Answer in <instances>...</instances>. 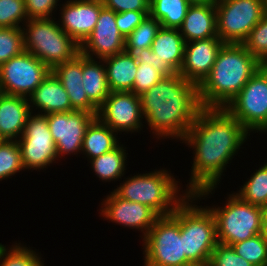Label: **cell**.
<instances>
[{"instance_id": "277c9868", "label": "cell", "mask_w": 267, "mask_h": 266, "mask_svg": "<svg viewBox=\"0 0 267 266\" xmlns=\"http://www.w3.org/2000/svg\"><path fill=\"white\" fill-rule=\"evenodd\" d=\"M178 182L162 168L126 178L113 192L119 198L149 206L159 216H168L189 195L185 191L181 194Z\"/></svg>"}, {"instance_id": "60d3db41", "label": "cell", "mask_w": 267, "mask_h": 266, "mask_svg": "<svg viewBox=\"0 0 267 266\" xmlns=\"http://www.w3.org/2000/svg\"><path fill=\"white\" fill-rule=\"evenodd\" d=\"M103 6L116 13L149 11L150 0H102Z\"/></svg>"}, {"instance_id": "4fadbf2b", "label": "cell", "mask_w": 267, "mask_h": 266, "mask_svg": "<svg viewBox=\"0 0 267 266\" xmlns=\"http://www.w3.org/2000/svg\"><path fill=\"white\" fill-rule=\"evenodd\" d=\"M185 40L179 29L158 30L151 48H144L133 55L138 63H147L165 76L179 73L184 59Z\"/></svg>"}, {"instance_id": "603a6c76", "label": "cell", "mask_w": 267, "mask_h": 266, "mask_svg": "<svg viewBox=\"0 0 267 266\" xmlns=\"http://www.w3.org/2000/svg\"><path fill=\"white\" fill-rule=\"evenodd\" d=\"M31 113L28 99L0 93V134L4 140L17 141Z\"/></svg>"}, {"instance_id": "8fae6325", "label": "cell", "mask_w": 267, "mask_h": 266, "mask_svg": "<svg viewBox=\"0 0 267 266\" xmlns=\"http://www.w3.org/2000/svg\"><path fill=\"white\" fill-rule=\"evenodd\" d=\"M31 112L23 135L17 140L24 169L40 170L58 161L56 144L50 133L46 115Z\"/></svg>"}, {"instance_id": "f1b7e54d", "label": "cell", "mask_w": 267, "mask_h": 266, "mask_svg": "<svg viewBox=\"0 0 267 266\" xmlns=\"http://www.w3.org/2000/svg\"><path fill=\"white\" fill-rule=\"evenodd\" d=\"M236 194L242 201L263 207L267 204V162L251 174Z\"/></svg>"}, {"instance_id": "ee69618b", "label": "cell", "mask_w": 267, "mask_h": 266, "mask_svg": "<svg viewBox=\"0 0 267 266\" xmlns=\"http://www.w3.org/2000/svg\"><path fill=\"white\" fill-rule=\"evenodd\" d=\"M263 211V221H267V204L262 207Z\"/></svg>"}, {"instance_id": "8992f818", "label": "cell", "mask_w": 267, "mask_h": 266, "mask_svg": "<svg viewBox=\"0 0 267 266\" xmlns=\"http://www.w3.org/2000/svg\"><path fill=\"white\" fill-rule=\"evenodd\" d=\"M23 26L24 50L42 61L51 71L80 53V46L55 18L27 20Z\"/></svg>"}, {"instance_id": "f546056e", "label": "cell", "mask_w": 267, "mask_h": 266, "mask_svg": "<svg viewBox=\"0 0 267 266\" xmlns=\"http://www.w3.org/2000/svg\"><path fill=\"white\" fill-rule=\"evenodd\" d=\"M161 24L155 18L147 15L144 20L125 38V51L134 54L135 52L151 48Z\"/></svg>"}, {"instance_id": "b9f144b4", "label": "cell", "mask_w": 267, "mask_h": 266, "mask_svg": "<svg viewBox=\"0 0 267 266\" xmlns=\"http://www.w3.org/2000/svg\"><path fill=\"white\" fill-rule=\"evenodd\" d=\"M257 71L267 80V57L257 60Z\"/></svg>"}, {"instance_id": "836d02e7", "label": "cell", "mask_w": 267, "mask_h": 266, "mask_svg": "<svg viewBox=\"0 0 267 266\" xmlns=\"http://www.w3.org/2000/svg\"><path fill=\"white\" fill-rule=\"evenodd\" d=\"M24 51L23 31L20 27H0V65Z\"/></svg>"}, {"instance_id": "5bb4252c", "label": "cell", "mask_w": 267, "mask_h": 266, "mask_svg": "<svg viewBox=\"0 0 267 266\" xmlns=\"http://www.w3.org/2000/svg\"><path fill=\"white\" fill-rule=\"evenodd\" d=\"M96 116L97 113L76 110L46 115L50 133L56 144L58 160L64 155L82 153L86 129Z\"/></svg>"}, {"instance_id": "e575fe53", "label": "cell", "mask_w": 267, "mask_h": 266, "mask_svg": "<svg viewBox=\"0 0 267 266\" xmlns=\"http://www.w3.org/2000/svg\"><path fill=\"white\" fill-rule=\"evenodd\" d=\"M28 20L25 0H0V27H20Z\"/></svg>"}, {"instance_id": "52a82bcc", "label": "cell", "mask_w": 267, "mask_h": 266, "mask_svg": "<svg viewBox=\"0 0 267 266\" xmlns=\"http://www.w3.org/2000/svg\"><path fill=\"white\" fill-rule=\"evenodd\" d=\"M213 206L208 208L216 221L218 243L231 246L262 233V207L242 201L234 192L223 207Z\"/></svg>"}, {"instance_id": "30bf717a", "label": "cell", "mask_w": 267, "mask_h": 266, "mask_svg": "<svg viewBox=\"0 0 267 266\" xmlns=\"http://www.w3.org/2000/svg\"><path fill=\"white\" fill-rule=\"evenodd\" d=\"M225 109L251 133L267 129V80L257 71Z\"/></svg>"}, {"instance_id": "9a60e30c", "label": "cell", "mask_w": 267, "mask_h": 266, "mask_svg": "<svg viewBox=\"0 0 267 266\" xmlns=\"http://www.w3.org/2000/svg\"><path fill=\"white\" fill-rule=\"evenodd\" d=\"M96 117L117 134L138 132L144 127L140 97L133 92H110Z\"/></svg>"}, {"instance_id": "8d00e7d4", "label": "cell", "mask_w": 267, "mask_h": 266, "mask_svg": "<svg viewBox=\"0 0 267 266\" xmlns=\"http://www.w3.org/2000/svg\"><path fill=\"white\" fill-rule=\"evenodd\" d=\"M165 75L147 63H138L132 92L140 96L153 85L159 82Z\"/></svg>"}, {"instance_id": "7dc6e473", "label": "cell", "mask_w": 267, "mask_h": 266, "mask_svg": "<svg viewBox=\"0 0 267 266\" xmlns=\"http://www.w3.org/2000/svg\"><path fill=\"white\" fill-rule=\"evenodd\" d=\"M2 141H5V140L1 137V134H0V142H2Z\"/></svg>"}, {"instance_id": "484cf974", "label": "cell", "mask_w": 267, "mask_h": 266, "mask_svg": "<svg viewBox=\"0 0 267 266\" xmlns=\"http://www.w3.org/2000/svg\"><path fill=\"white\" fill-rule=\"evenodd\" d=\"M116 135V132L96 117L86 129L81 150L82 154H85L90 161L95 157L112 151L120 144Z\"/></svg>"}, {"instance_id": "4316f807", "label": "cell", "mask_w": 267, "mask_h": 266, "mask_svg": "<svg viewBox=\"0 0 267 266\" xmlns=\"http://www.w3.org/2000/svg\"><path fill=\"white\" fill-rule=\"evenodd\" d=\"M126 147H123V144H120L114 148L112 151L104 153L98 157L91 159V168L94 170L95 175L101 179L103 182L118 181L122 179L121 177L125 174L126 168V159L127 154L125 150Z\"/></svg>"}, {"instance_id": "4dcf8cb0", "label": "cell", "mask_w": 267, "mask_h": 266, "mask_svg": "<svg viewBox=\"0 0 267 266\" xmlns=\"http://www.w3.org/2000/svg\"><path fill=\"white\" fill-rule=\"evenodd\" d=\"M41 258V255L20 242H14L9 249L0 243V266H44Z\"/></svg>"}, {"instance_id": "ffe728a7", "label": "cell", "mask_w": 267, "mask_h": 266, "mask_svg": "<svg viewBox=\"0 0 267 266\" xmlns=\"http://www.w3.org/2000/svg\"><path fill=\"white\" fill-rule=\"evenodd\" d=\"M27 99L31 112L36 107L34 110L38 108L39 114L75 111L68 93L52 71Z\"/></svg>"}, {"instance_id": "3957f363", "label": "cell", "mask_w": 267, "mask_h": 266, "mask_svg": "<svg viewBox=\"0 0 267 266\" xmlns=\"http://www.w3.org/2000/svg\"><path fill=\"white\" fill-rule=\"evenodd\" d=\"M256 72L257 59L243 44L224 43L198 86L201 107L225 108Z\"/></svg>"}, {"instance_id": "f35d334b", "label": "cell", "mask_w": 267, "mask_h": 266, "mask_svg": "<svg viewBox=\"0 0 267 266\" xmlns=\"http://www.w3.org/2000/svg\"><path fill=\"white\" fill-rule=\"evenodd\" d=\"M59 0H25L28 20L52 18V11L57 10ZM56 9V10H55Z\"/></svg>"}, {"instance_id": "ab89813d", "label": "cell", "mask_w": 267, "mask_h": 266, "mask_svg": "<svg viewBox=\"0 0 267 266\" xmlns=\"http://www.w3.org/2000/svg\"><path fill=\"white\" fill-rule=\"evenodd\" d=\"M149 15V11H126L116 13L119 32L126 38Z\"/></svg>"}, {"instance_id": "7c38bea8", "label": "cell", "mask_w": 267, "mask_h": 266, "mask_svg": "<svg viewBox=\"0 0 267 266\" xmlns=\"http://www.w3.org/2000/svg\"><path fill=\"white\" fill-rule=\"evenodd\" d=\"M50 72L42 61L24 50L0 65V93L27 98Z\"/></svg>"}, {"instance_id": "d6a6232c", "label": "cell", "mask_w": 267, "mask_h": 266, "mask_svg": "<svg viewBox=\"0 0 267 266\" xmlns=\"http://www.w3.org/2000/svg\"><path fill=\"white\" fill-rule=\"evenodd\" d=\"M22 170L25 169L18 141L0 142V181L11 178Z\"/></svg>"}, {"instance_id": "d590c367", "label": "cell", "mask_w": 267, "mask_h": 266, "mask_svg": "<svg viewBox=\"0 0 267 266\" xmlns=\"http://www.w3.org/2000/svg\"><path fill=\"white\" fill-rule=\"evenodd\" d=\"M243 45L257 60L267 57V11L250 31Z\"/></svg>"}, {"instance_id": "7bdbcfd3", "label": "cell", "mask_w": 267, "mask_h": 266, "mask_svg": "<svg viewBox=\"0 0 267 266\" xmlns=\"http://www.w3.org/2000/svg\"><path fill=\"white\" fill-rule=\"evenodd\" d=\"M262 235L264 239L267 241V221H263Z\"/></svg>"}, {"instance_id": "d4e9b609", "label": "cell", "mask_w": 267, "mask_h": 266, "mask_svg": "<svg viewBox=\"0 0 267 266\" xmlns=\"http://www.w3.org/2000/svg\"><path fill=\"white\" fill-rule=\"evenodd\" d=\"M82 84L88 99L99 108L110 94L103 60L82 55Z\"/></svg>"}, {"instance_id": "2e32d148", "label": "cell", "mask_w": 267, "mask_h": 266, "mask_svg": "<svg viewBox=\"0 0 267 266\" xmlns=\"http://www.w3.org/2000/svg\"><path fill=\"white\" fill-rule=\"evenodd\" d=\"M125 51V37L116 24V12L105 6L101 9L91 35L80 46V53L86 57L103 60Z\"/></svg>"}, {"instance_id": "74e56055", "label": "cell", "mask_w": 267, "mask_h": 266, "mask_svg": "<svg viewBox=\"0 0 267 266\" xmlns=\"http://www.w3.org/2000/svg\"><path fill=\"white\" fill-rule=\"evenodd\" d=\"M209 266H254L239 256L232 246L218 243L208 262Z\"/></svg>"}, {"instance_id": "7402d4cb", "label": "cell", "mask_w": 267, "mask_h": 266, "mask_svg": "<svg viewBox=\"0 0 267 266\" xmlns=\"http://www.w3.org/2000/svg\"><path fill=\"white\" fill-rule=\"evenodd\" d=\"M179 31L186 43L218 37L215 1L192 3Z\"/></svg>"}, {"instance_id": "5b68a950", "label": "cell", "mask_w": 267, "mask_h": 266, "mask_svg": "<svg viewBox=\"0 0 267 266\" xmlns=\"http://www.w3.org/2000/svg\"><path fill=\"white\" fill-rule=\"evenodd\" d=\"M195 200L199 199L189 194L171 215L180 223L186 258L191 263H208L218 244L216 221L208 206L195 205Z\"/></svg>"}, {"instance_id": "6da1fadb", "label": "cell", "mask_w": 267, "mask_h": 266, "mask_svg": "<svg viewBox=\"0 0 267 266\" xmlns=\"http://www.w3.org/2000/svg\"><path fill=\"white\" fill-rule=\"evenodd\" d=\"M248 136L249 132L225 108L202 107L183 139L194 149L185 192L194 194L200 201L213 194L227 164L238 154Z\"/></svg>"}, {"instance_id": "bcb514c9", "label": "cell", "mask_w": 267, "mask_h": 266, "mask_svg": "<svg viewBox=\"0 0 267 266\" xmlns=\"http://www.w3.org/2000/svg\"><path fill=\"white\" fill-rule=\"evenodd\" d=\"M191 3H204V2H210L215 0H189Z\"/></svg>"}, {"instance_id": "cb8c5ba5", "label": "cell", "mask_w": 267, "mask_h": 266, "mask_svg": "<svg viewBox=\"0 0 267 266\" xmlns=\"http://www.w3.org/2000/svg\"><path fill=\"white\" fill-rule=\"evenodd\" d=\"M103 61L110 92H132L138 64L134 55L124 51Z\"/></svg>"}, {"instance_id": "ac0fdd59", "label": "cell", "mask_w": 267, "mask_h": 266, "mask_svg": "<svg viewBox=\"0 0 267 266\" xmlns=\"http://www.w3.org/2000/svg\"><path fill=\"white\" fill-rule=\"evenodd\" d=\"M61 5L59 26L81 46L96 26L102 0H67Z\"/></svg>"}, {"instance_id": "83f0119b", "label": "cell", "mask_w": 267, "mask_h": 266, "mask_svg": "<svg viewBox=\"0 0 267 266\" xmlns=\"http://www.w3.org/2000/svg\"><path fill=\"white\" fill-rule=\"evenodd\" d=\"M191 4L189 0H150L149 15L163 28L179 29Z\"/></svg>"}, {"instance_id": "e0dca14e", "label": "cell", "mask_w": 267, "mask_h": 266, "mask_svg": "<svg viewBox=\"0 0 267 266\" xmlns=\"http://www.w3.org/2000/svg\"><path fill=\"white\" fill-rule=\"evenodd\" d=\"M100 215L124 228L139 230L144 238L160 217L149 206L119 198L113 191L101 203Z\"/></svg>"}, {"instance_id": "f6af8a7d", "label": "cell", "mask_w": 267, "mask_h": 266, "mask_svg": "<svg viewBox=\"0 0 267 266\" xmlns=\"http://www.w3.org/2000/svg\"><path fill=\"white\" fill-rule=\"evenodd\" d=\"M185 266H209L208 263H191Z\"/></svg>"}, {"instance_id": "d6986e66", "label": "cell", "mask_w": 267, "mask_h": 266, "mask_svg": "<svg viewBox=\"0 0 267 266\" xmlns=\"http://www.w3.org/2000/svg\"><path fill=\"white\" fill-rule=\"evenodd\" d=\"M223 44L218 37L185 43L184 59L179 74L185 80L199 86L209 75Z\"/></svg>"}, {"instance_id": "ba28073f", "label": "cell", "mask_w": 267, "mask_h": 266, "mask_svg": "<svg viewBox=\"0 0 267 266\" xmlns=\"http://www.w3.org/2000/svg\"><path fill=\"white\" fill-rule=\"evenodd\" d=\"M217 36L223 43L243 44L267 11L266 0H215Z\"/></svg>"}, {"instance_id": "9c48e42d", "label": "cell", "mask_w": 267, "mask_h": 266, "mask_svg": "<svg viewBox=\"0 0 267 266\" xmlns=\"http://www.w3.org/2000/svg\"><path fill=\"white\" fill-rule=\"evenodd\" d=\"M144 266L191 264L183 252L180 223L172 216H160L143 238Z\"/></svg>"}, {"instance_id": "1f68e13d", "label": "cell", "mask_w": 267, "mask_h": 266, "mask_svg": "<svg viewBox=\"0 0 267 266\" xmlns=\"http://www.w3.org/2000/svg\"><path fill=\"white\" fill-rule=\"evenodd\" d=\"M231 246L239 256L254 266H267V241L262 233Z\"/></svg>"}, {"instance_id": "7a4b0ae2", "label": "cell", "mask_w": 267, "mask_h": 266, "mask_svg": "<svg viewBox=\"0 0 267 266\" xmlns=\"http://www.w3.org/2000/svg\"><path fill=\"white\" fill-rule=\"evenodd\" d=\"M139 97L145 123L157 139L183 141L202 108L198 86L179 73L164 76Z\"/></svg>"}, {"instance_id": "44dd1931", "label": "cell", "mask_w": 267, "mask_h": 266, "mask_svg": "<svg viewBox=\"0 0 267 266\" xmlns=\"http://www.w3.org/2000/svg\"><path fill=\"white\" fill-rule=\"evenodd\" d=\"M52 72L68 93L71 106L76 111L98 113V108L88 99L82 84V54L56 66Z\"/></svg>"}]
</instances>
